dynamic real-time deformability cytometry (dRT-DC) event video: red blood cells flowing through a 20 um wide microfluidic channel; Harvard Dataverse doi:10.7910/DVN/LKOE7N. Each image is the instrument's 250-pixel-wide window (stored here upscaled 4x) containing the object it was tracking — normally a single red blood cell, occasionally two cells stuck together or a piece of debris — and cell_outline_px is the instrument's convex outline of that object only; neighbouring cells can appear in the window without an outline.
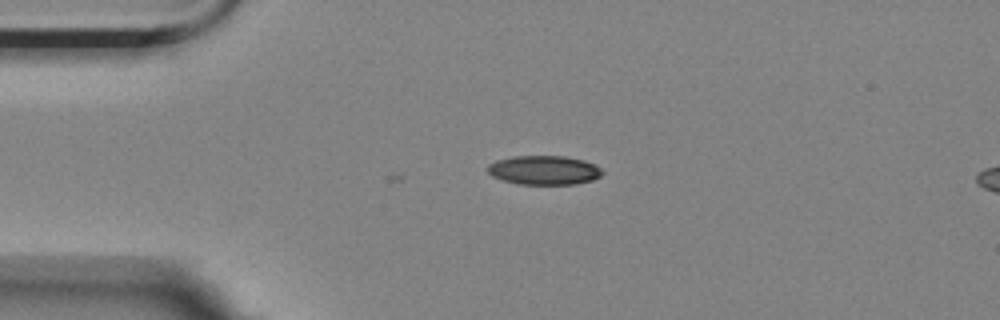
{"species": "Egyptian fruit bat (a non-hibernating species)", "species_latin": "Rousettus aegyptiacus", "temperature_condition": "room temperature", "stored_images_in_passage": 4, "segment_of_instrument_passage": [1, 2], "camera_frame_rate_fps": 3000, "um_per_image_px": 0.085, "animal": {"sex": "female"}, "frame": {"image": 1, "passage_image": 2, "time_ms": 0.333, "image_size_px": [1000, 320], "cell_outline_px": [[604, 172], [600, 176], [592, 180], [576, 184], [516, 184], [492, 176], [488, 172], [488, 164], [496, 160], [512, 156], [564, 156], [584, 160], [596, 164]], "centroid_in_image_um": [46.25, 14.46], "position_along_channel_um": 38.7, "area_um2": 19.54}}